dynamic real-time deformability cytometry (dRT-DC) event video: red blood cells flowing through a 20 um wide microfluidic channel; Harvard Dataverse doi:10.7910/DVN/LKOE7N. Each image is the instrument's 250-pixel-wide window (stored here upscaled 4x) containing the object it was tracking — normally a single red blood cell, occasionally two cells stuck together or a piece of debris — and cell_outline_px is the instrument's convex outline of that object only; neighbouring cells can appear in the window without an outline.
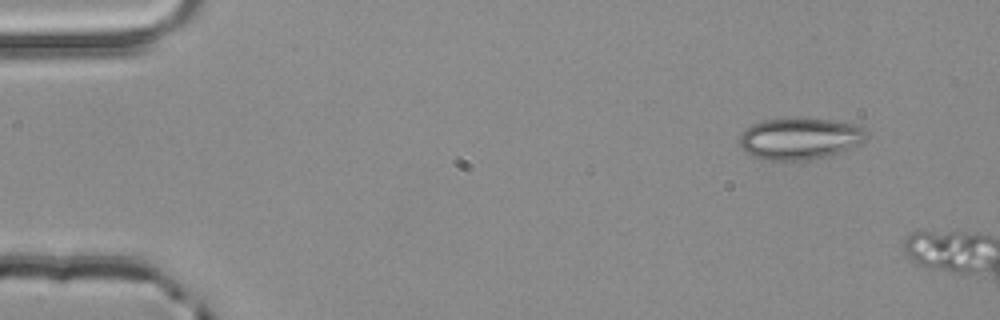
{"species": "common noctule bat (a hibernating species)", "species_latin": "Nyctalus noctula", "temperature_condition": "room temperature", "stored_images_in_passage": 3, "camera_frame_rate_fps": 3000, "um_per_image_px": 0.085, "animal": {"sex": "male", "body_mass_g": 20.4}, "frame": {"image": 1, "passage_image": 1, "time_ms": 0.0, "image_size_px": [1000, 320], "cell_outline_px": [[868, 136], [864, 140], [832, 156], [812, 160], [764, 160], [752, 156], [740, 144], [740, 136], [752, 124], [764, 120], [788, 116], [800, 116], [860, 124], [868, 132]], "centroid_in_image_um": [68.03, 11.75], "position_along_channel_um": 17.0, "area_um2": 31.44}}